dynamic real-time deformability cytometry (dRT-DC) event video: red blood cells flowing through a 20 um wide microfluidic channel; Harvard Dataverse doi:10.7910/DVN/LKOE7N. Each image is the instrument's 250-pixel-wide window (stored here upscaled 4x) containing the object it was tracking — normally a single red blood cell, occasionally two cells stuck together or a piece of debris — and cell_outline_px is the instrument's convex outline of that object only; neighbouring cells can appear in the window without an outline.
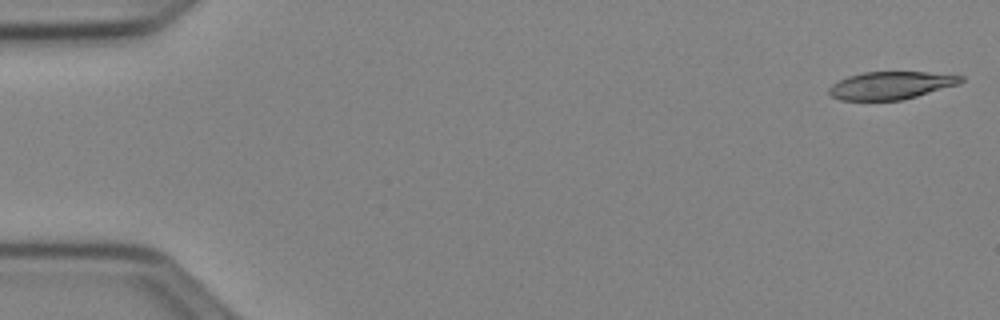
{"species": "Egyptian fruit bat (a non-hibernating species)", "species_latin": "Rousettus aegyptiacus", "temperature_condition": "cold", "stored_images_in_passage": 12, "camera_frame_rate_fps": 3000, "um_per_image_px": 0.085, "animal": {"sex": "female"}, "frame": {"image": 1, "passage_image": 1, "time_ms": 0.0, "image_size_px": [1000, 320], "cell_outline_px": [[964, 80], [960, 84], [916, 96], [900, 100], [840, 100], [832, 96], [828, 92], [828, 88], [832, 84], [848, 76], [864, 72], [928, 72], [964, 76]], "centroid_in_image_um": [75.73, 7.25], "position_along_channel_um": 9.3, "area_um2": 21.21}}